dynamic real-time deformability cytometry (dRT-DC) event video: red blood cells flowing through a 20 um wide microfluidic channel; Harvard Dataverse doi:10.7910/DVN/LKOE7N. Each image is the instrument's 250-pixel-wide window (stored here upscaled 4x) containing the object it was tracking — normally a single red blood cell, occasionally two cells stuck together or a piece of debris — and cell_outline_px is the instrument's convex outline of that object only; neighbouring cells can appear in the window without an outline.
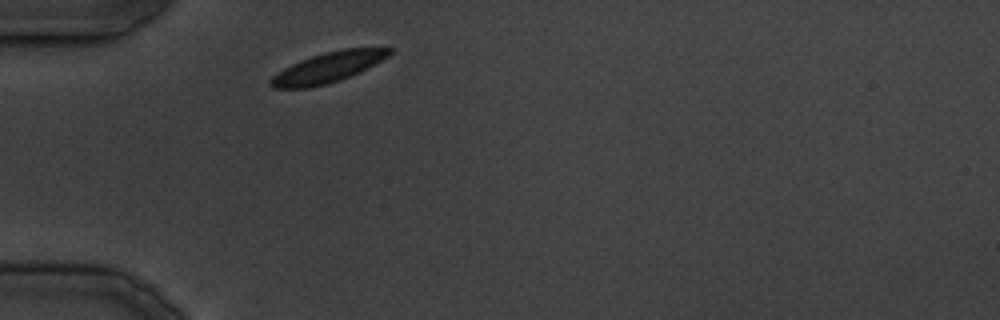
{"species": "common noctule bat (a hibernating species)", "species_latin": "Nyctalus noctula", "temperature_condition": "cold", "stored_images_in_passage": 23, "camera_frame_rate_fps": 3000, "um_per_image_px": 0.085, "animal": {"sex": "male", "body_mass_g": 19.5, "forearm_length_mm": 54.6}, "frame": {"image": 1, "passage_image": 1, "time_ms": 0.0, "image_size_px": [1000, 320], "cell_outline_px": [[392, 52], [388, 56], [360, 72], [340, 80], [308, 88], [272, 88], [268, 84], [268, 80], [272, 76], [284, 68], [292, 64], [312, 56], [344, 48], [392, 48]], "centroid_in_image_um": [27.84, 5.74], "position_along_channel_um": 57.2, "area_um2": 20.63}}
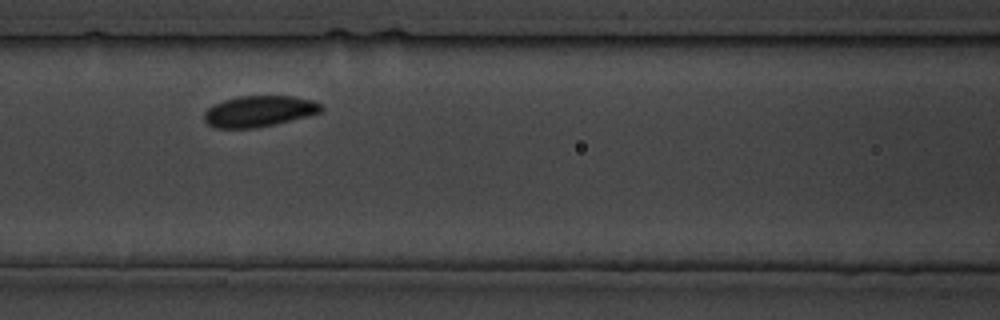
{"frame": {"image": 2, "passage_image": 7, "time_ms": 6.667, "image_size_px": [1000, 320], "cell_outline_px": [[324, 108], [320, 112], [308, 116], [276, 124], [256, 128], [212, 128], [204, 120], [204, 112], [208, 108], [224, 100], [236, 96], [292, 96], [312, 100], [320, 104]], "centroid_in_image_um": [22.01, 9.46], "position_along_channel_um": 144.6, "area_um2": 21.21}}